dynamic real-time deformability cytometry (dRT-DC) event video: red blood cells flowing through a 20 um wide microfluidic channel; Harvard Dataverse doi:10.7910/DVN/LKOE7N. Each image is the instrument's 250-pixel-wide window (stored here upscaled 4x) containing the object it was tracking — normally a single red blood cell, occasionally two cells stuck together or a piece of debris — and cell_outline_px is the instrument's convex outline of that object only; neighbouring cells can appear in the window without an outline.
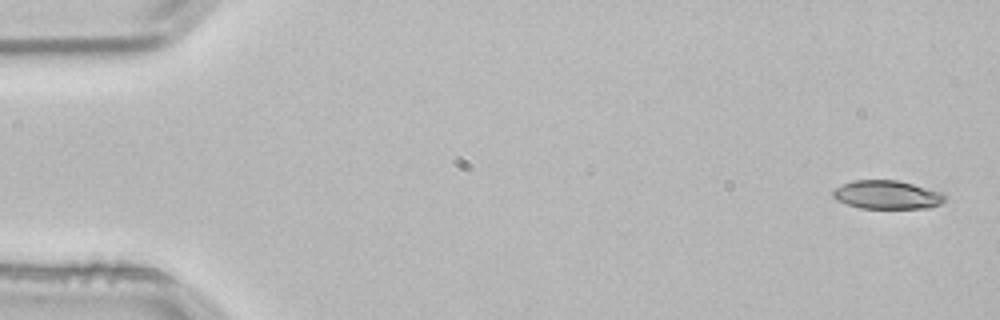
{"species": "common noctule bat (a hibernating species)", "species_latin": "Nyctalus noctula", "temperature_condition": "room temperature", "stored_images_in_passage": 3, "camera_frame_rate_fps": 3000, "um_per_image_px": 0.085, "animal": {"sex": "male", "body_mass_g": 21.5, "forearm_length_mm": 52.0}, "frame": {"image": 1, "passage_image": 1, "time_ms": 0.0, "image_size_px": [1000, 320], "cell_outline_px": [[944, 200], [940, 204], [932, 208], [860, 208], [836, 200], [832, 196], [832, 192], [836, 188], [852, 180], [896, 180], [944, 192]], "centroid_in_image_um": [75.41, 16.56], "position_along_channel_um": 9.6, "area_um2": 18.55}}
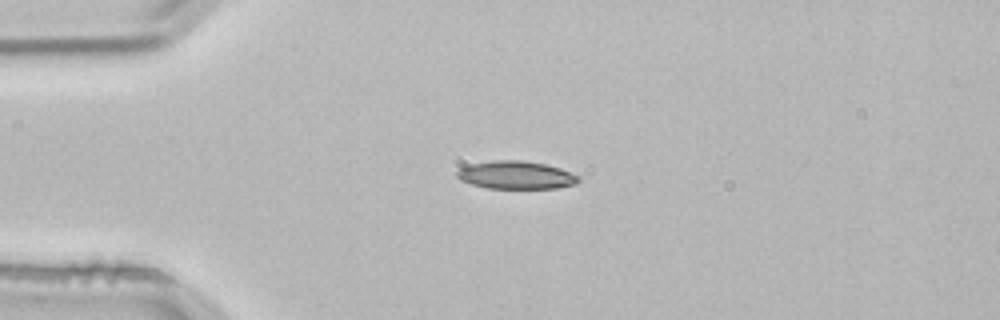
{"frame": {"image": 2, "passage_image": 3, "time_ms": 0.667, "image_size_px": [1000, 320], "cell_outline_px": [[580, 180], [576, 184], [556, 188], [488, 188], [472, 184], [460, 180], [456, 176], [456, 172], [460, 168], [472, 164], [492, 160], [524, 160], [544, 164], [560, 168], [580, 176]], "centroid_in_image_um": [43.87, 14.88], "position_along_channel_um": 41.1, "area_um2": 19.77}}